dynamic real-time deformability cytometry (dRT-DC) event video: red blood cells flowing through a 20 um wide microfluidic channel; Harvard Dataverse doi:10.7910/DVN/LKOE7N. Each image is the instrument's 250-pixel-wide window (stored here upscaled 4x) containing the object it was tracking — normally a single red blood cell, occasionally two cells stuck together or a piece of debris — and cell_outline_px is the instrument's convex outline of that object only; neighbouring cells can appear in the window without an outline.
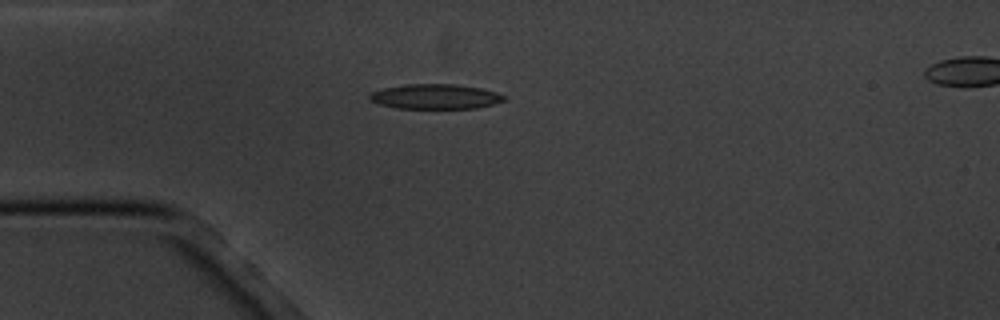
{"species": "common noctule bat (a hibernating species)", "species_latin": "Nyctalus noctula", "temperature_condition": "cold", "stored_images_in_passage": 5, "camera_frame_rate_fps": 3000, "um_per_image_px": 0.085, "animal": {"sex": "male", "body_mass_g": 20.1, "forearm_length_mm": 53.5}, "frame": {"image": 1, "passage_image": 4, "time_ms": 3.667, "image_size_px": [1000, 320], "cell_outline_px": [[508, 96], [504, 100], [492, 104], [476, 108], [396, 108], [380, 104], [368, 100], [368, 96], [372, 92], [384, 88], [404, 84], [452, 84], [480, 88], [496, 92]], "centroid_in_image_um": [36.98, 8.2], "position_along_channel_um": 48.0, "area_um2": 19.42}}